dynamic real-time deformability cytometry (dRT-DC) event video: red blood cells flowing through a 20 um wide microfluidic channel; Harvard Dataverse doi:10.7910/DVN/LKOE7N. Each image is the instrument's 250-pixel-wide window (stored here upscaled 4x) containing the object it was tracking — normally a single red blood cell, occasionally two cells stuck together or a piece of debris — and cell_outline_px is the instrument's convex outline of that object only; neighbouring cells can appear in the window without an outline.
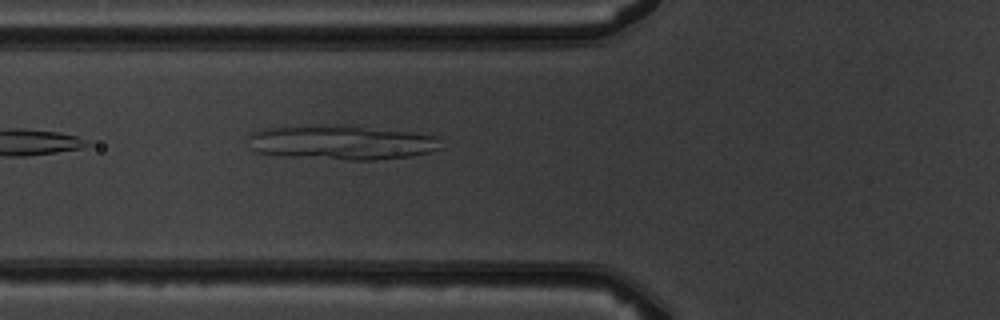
{"species": "common noctule bat (a hibernating species)", "species_latin": "Nyctalus noctula", "temperature_condition": "warm", "stored_images_in_passage": 6, "camera_frame_rate_fps": 3000, "um_per_image_px": 0.085, "animal": {"sex": "male", "body_mass_g": 19.5, "forearm_length_mm": 54.6}, "frame": {"image": 1, "passage_image": 6, "time_ms": 6.0, "image_size_px": [1000, 320], "cell_outline_px": [[440, 148], [428, 152], [408, 156], [376, 160], [348, 160], [284, 156], [252, 152], [248, 136], [252, 132], [268, 128], [340, 124], [348, 124], [408, 132], [436, 136]], "centroid_in_image_um": [28.96, 12.11], "position_along_channel_um": 96.8, "area_um2": 38.67}}